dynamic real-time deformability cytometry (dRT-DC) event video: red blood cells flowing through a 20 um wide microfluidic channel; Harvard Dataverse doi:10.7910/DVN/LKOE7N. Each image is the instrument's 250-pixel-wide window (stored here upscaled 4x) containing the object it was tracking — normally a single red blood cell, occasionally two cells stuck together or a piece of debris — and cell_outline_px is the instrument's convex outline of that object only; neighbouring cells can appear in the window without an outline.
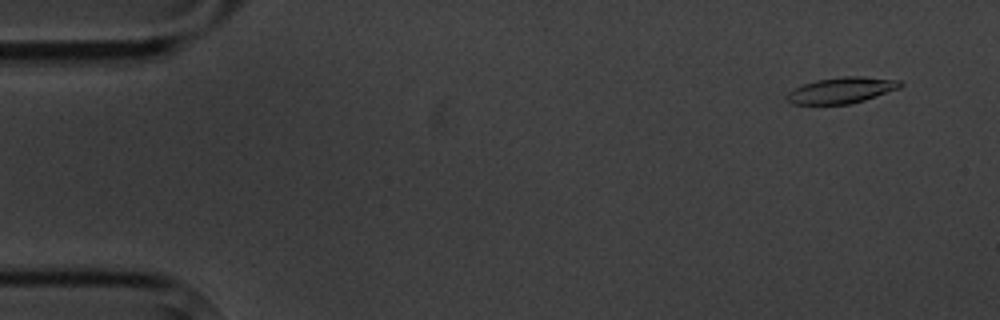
{"species": "common noctule bat (a hibernating species)", "species_latin": "Nyctalus noctula", "temperature_condition": "cold", "stored_images_in_passage": 6, "segment_of_instrument_passage": [1, 2], "camera_frame_rate_fps": 3000, "um_per_image_px": 0.085, "animal": {"sex": "male", "body_mass_g": 20.1, "forearm_length_mm": 53.5}, "frame": {"image": 1, "passage_image": 2, "time_ms": 1.0, "image_size_px": [1000, 320], "cell_outline_px": [[904, 84], [900, 88], [864, 100], [848, 104], [792, 104], [784, 96], [788, 92], [804, 84], [816, 80], [844, 76], [860, 76], [900, 80]], "centroid_in_image_um": [71.54, 7.67], "position_along_channel_um": 13.5, "area_um2": 17.11}}
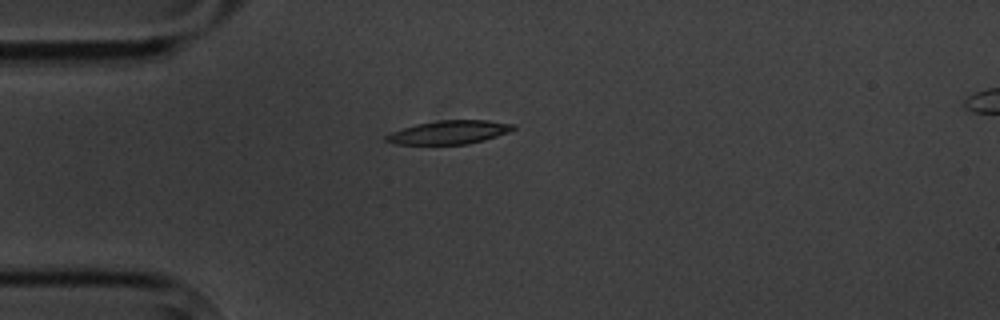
{"frame": {"image": 2, "passage_image": 5, "time_ms": 4.667, "image_size_px": [1000, 320], "cell_outline_px": [[516, 128], [508, 132], [484, 140], [468, 144], [396, 144], [384, 140], [384, 136], [392, 132], [416, 124], [440, 120], [488, 120], [516, 124]], "centroid_in_image_um": [38.2, 11.24], "position_along_channel_um": 46.8, "area_um2": 17.34}}